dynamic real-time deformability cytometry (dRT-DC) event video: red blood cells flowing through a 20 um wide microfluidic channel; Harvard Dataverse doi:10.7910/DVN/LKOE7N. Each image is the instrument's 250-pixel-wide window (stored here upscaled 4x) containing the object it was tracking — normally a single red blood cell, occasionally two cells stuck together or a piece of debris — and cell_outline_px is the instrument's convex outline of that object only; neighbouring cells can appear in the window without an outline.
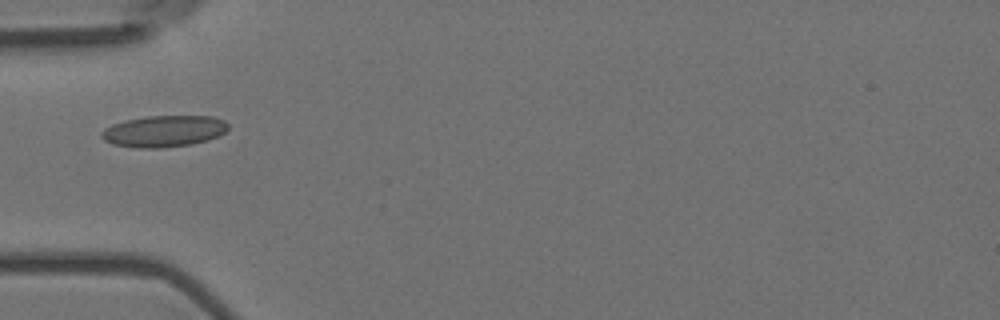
{"species": "Egyptian fruit bat (a non-hibernating species)", "species_latin": "Rousettus aegyptiacus", "temperature_condition": "room temperature", "stored_images_in_passage": 2, "camera_frame_rate_fps": 3000, "um_per_image_px": 0.085, "animal": {"sex": "female"}, "frame": {"image": 1, "passage_image": 2, "time_ms": 0.333, "image_size_px": [1000, 320], "cell_outline_px": [[228, 128], [220, 136], [208, 140], [192, 144], [160, 148], [136, 148], [112, 144], [104, 140], [100, 136], [100, 132], [104, 128], [112, 124], [124, 120], [148, 116], [212, 116], [224, 120], [228, 124]], "centroid_in_image_um": [13.91, 11.15], "position_along_channel_um": 71.1, "area_um2": 23.47}}